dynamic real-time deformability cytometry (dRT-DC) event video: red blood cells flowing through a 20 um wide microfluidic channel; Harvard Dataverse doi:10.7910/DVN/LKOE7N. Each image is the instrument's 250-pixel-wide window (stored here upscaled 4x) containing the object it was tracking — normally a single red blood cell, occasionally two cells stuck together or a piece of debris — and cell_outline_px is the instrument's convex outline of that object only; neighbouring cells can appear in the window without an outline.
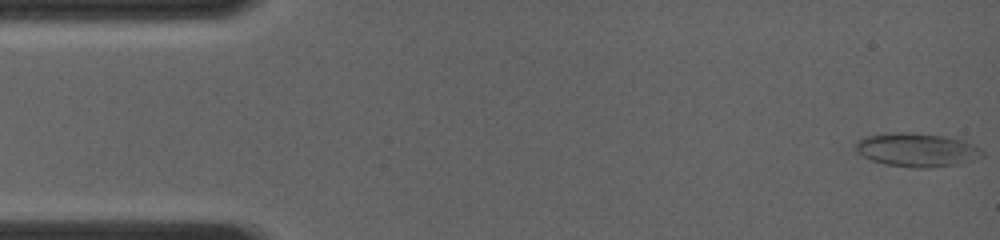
{"species": "common noctule bat (a hibernating species)", "species_latin": "Nyctalus noctula", "temperature_condition": "room temperature", "stored_images_in_passage": 59, "camera_frame_rate_fps": 4000, "um_per_image_px": 0.085, "animal": {"sex": "female", "body_mass_g": 19.0, "forearm_length_mm": 56.7}, "frame": {"image": 1, "passage_image": 1, "time_ms": 0.0, "image_size_px": [1000, 240], "cell_outline_px": [[984, 156], [960, 164], [928, 168], [912, 168], [884, 164], [872, 160], [856, 152], [852, 148], [864, 136], [892, 132], [908, 132], [944, 136], [960, 140], [972, 144], [980, 148], [984, 152]], "centroid_in_image_um": [77.91, 12.75], "position_along_channel_um": 7.1, "area_um2": 24.97}}
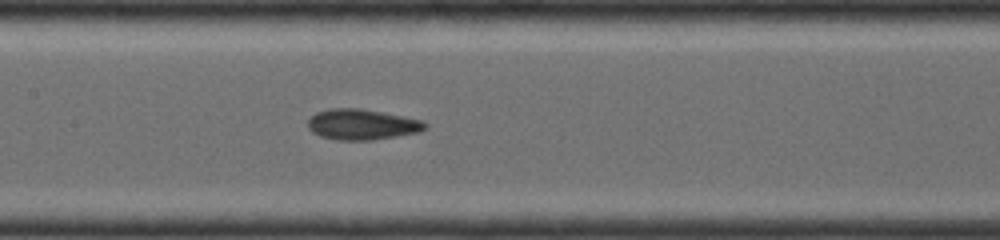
{"frame": {"image": 2, "passage_image": 32, "time_ms": 6.75, "image_size_px": [1000, 240], "cell_outline_px": [[428, 128], [420, 132], [372, 140], [336, 140], [320, 136], [312, 132], [308, 128], [308, 120], [316, 112], [332, 108], [360, 108], [424, 120], [428, 124]], "centroid_in_image_um": [30.79, 10.58], "position_along_channel_um": 176.6, "area_um2": 21.04}}
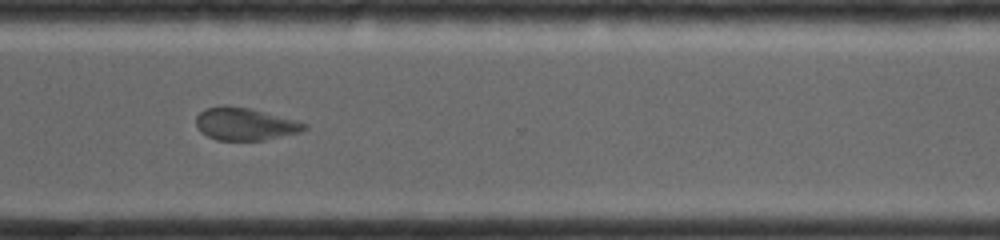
{"frame": {"image": 3, "passage_image": 58, "time_ms": 10.75, "image_size_px": [1000, 240], "cell_outline_px": [[308, 128], [300, 132], [264, 140], [216, 140], [200, 132], [196, 124], [196, 116], [200, 112], [208, 108], [224, 104], [248, 108], [296, 120], [308, 124]], "centroid_in_image_um": [20.81, 10.54], "position_along_channel_um": 349.8, "area_um2": 20.46}}